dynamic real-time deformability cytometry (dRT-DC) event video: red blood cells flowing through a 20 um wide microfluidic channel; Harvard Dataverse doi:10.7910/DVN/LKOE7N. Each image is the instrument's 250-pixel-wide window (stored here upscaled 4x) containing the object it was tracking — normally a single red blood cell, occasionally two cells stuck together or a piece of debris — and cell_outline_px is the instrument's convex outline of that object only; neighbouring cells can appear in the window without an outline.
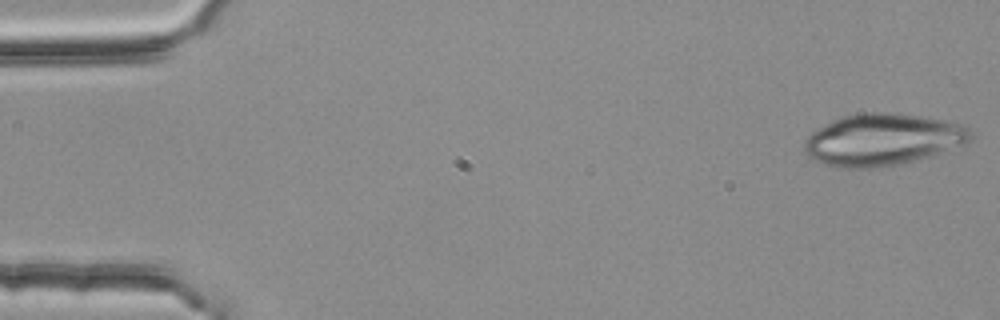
{"species": "common noctule bat (a hibernating species)", "species_latin": "Nyctalus noctula", "temperature_condition": "room temperature", "stored_images_in_passage": 8, "camera_frame_rate_fps": 3000, "um_per_image_px": 0.085, "animal": {"sex": "female", "body_mass_g": 25.1}, "frame": {"image": 1, "passage_image": 1, "time_ms": 0.0, "image_size_px": [1000, 320], "cell_outline_px": [[972, 140], [968, 144], [912, 160], [896, 164], [868, 168], [840, 168], [824, 164], [812, 156], [804, 148], [804, 140], [812, 132], [832, 120], [844, 116], [860, 112], [888, 112], [920, 116], [944, 120], [960, 124], [968, 128], [972, 136]], "centroid_in_image_um": [75.03, 11.85], "position_along_channel_um": 10.0, "area_um2": 49.59}}